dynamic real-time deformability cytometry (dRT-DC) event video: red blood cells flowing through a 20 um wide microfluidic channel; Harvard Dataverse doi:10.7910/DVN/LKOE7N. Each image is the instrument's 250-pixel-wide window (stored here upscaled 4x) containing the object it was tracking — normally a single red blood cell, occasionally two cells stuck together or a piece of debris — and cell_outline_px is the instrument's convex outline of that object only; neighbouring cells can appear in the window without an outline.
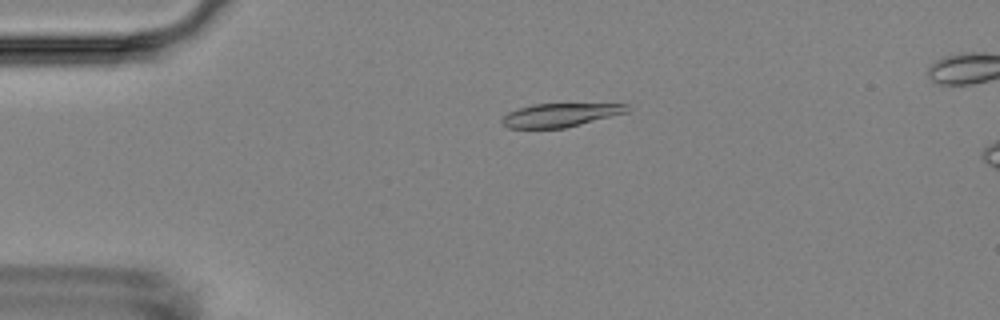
{"species": "Egyptian fruit bat (a non-hibernating species)", "species_latin": "Rousettus aegyptiacus", "temperature_condition": "room temperature", "stored_images_in_passage": 17, "camera_frame_rate_fps": 3000, "um_per_image_px": 0.085, "animal": {"sex": "female"}, "frame": {"image": 1, "passage_image": 12, "time_ms": 3.667, "image_size_px": [1000, 320], "cell_outline_px": [[628, 112], [564, 128], [508, 128], [500, 124], [500, 120], [508, 112], [532, 104], [628, 104]], "centroid_in_image_um": [47.56, 9.78], "position_along_channel_um": 37.4, "area_um2": 16.99}}